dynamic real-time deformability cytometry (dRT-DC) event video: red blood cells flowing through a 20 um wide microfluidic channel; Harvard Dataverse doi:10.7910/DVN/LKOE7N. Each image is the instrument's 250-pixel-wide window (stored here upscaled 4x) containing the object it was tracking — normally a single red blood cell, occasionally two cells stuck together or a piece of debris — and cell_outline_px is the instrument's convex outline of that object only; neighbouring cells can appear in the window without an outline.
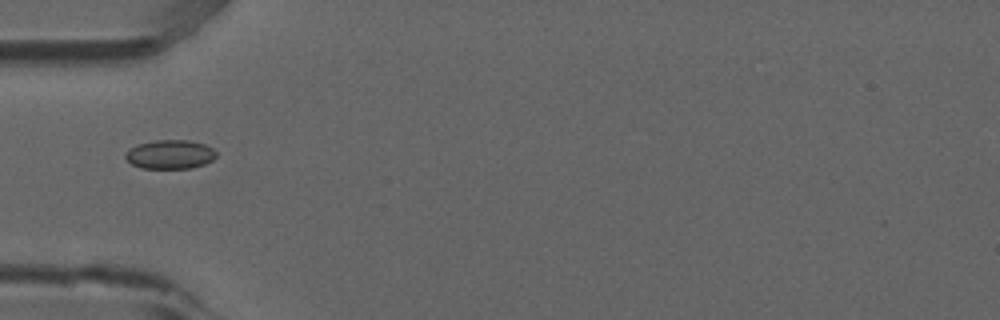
{"species": "common noctule bat (a hibernating species)", "species_latin": "Nyctalus noctula", "temperature_condition": "room temperature", "stored_images_in_passage": 4, "camera_frame_rate_fps": 3000, "um_per_image_px": 0.085, "animal": {"sex": "male", "forearm_length_mm": 52.5}, "frame": {"image": 1, "passage_image": 1, "time_ms": 0.0, "image_size_px": [1000, 320], "cell_outline_px": [[216, 156], [212, 160], [204, 164], [192, 168], [140, 168], [132, 164], [124, 156], [136, 144], [156, 140], [188, 140], [204, 144], [212, 148], [216, 152]], "centroid_in_image_um": [14.47, 13.12], "position_along_channel_um": 70.5, "area_um2": 15.2}}
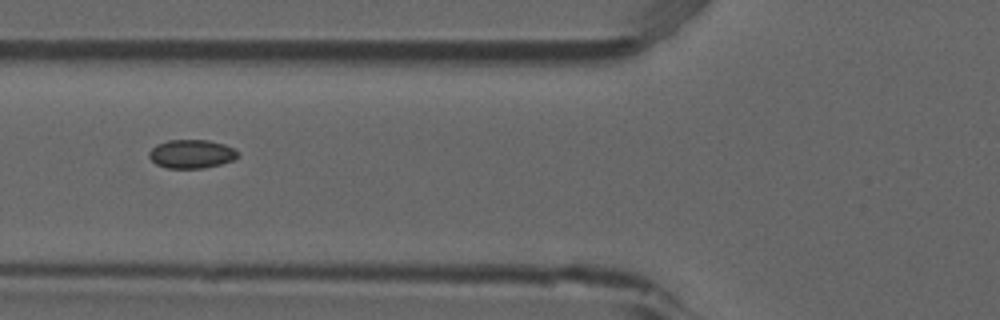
{"frame": {"image": 2, "passage_image": 2, "time_ms": 0.333, "image_size_px": [1000, 320], "cell_outline_px": [[240, 156], [232, 160], [220, 164], [204, 168], [168, 168], [156, 164], [148, 156], [148, 152], [156, 144], [168, 140], [208, 140], [224, 144], [240, 152]], "centroid_in_image_um": [16.28, 13.08], "position_along_channel_um": 109.5, "area_um2": 14.85}}